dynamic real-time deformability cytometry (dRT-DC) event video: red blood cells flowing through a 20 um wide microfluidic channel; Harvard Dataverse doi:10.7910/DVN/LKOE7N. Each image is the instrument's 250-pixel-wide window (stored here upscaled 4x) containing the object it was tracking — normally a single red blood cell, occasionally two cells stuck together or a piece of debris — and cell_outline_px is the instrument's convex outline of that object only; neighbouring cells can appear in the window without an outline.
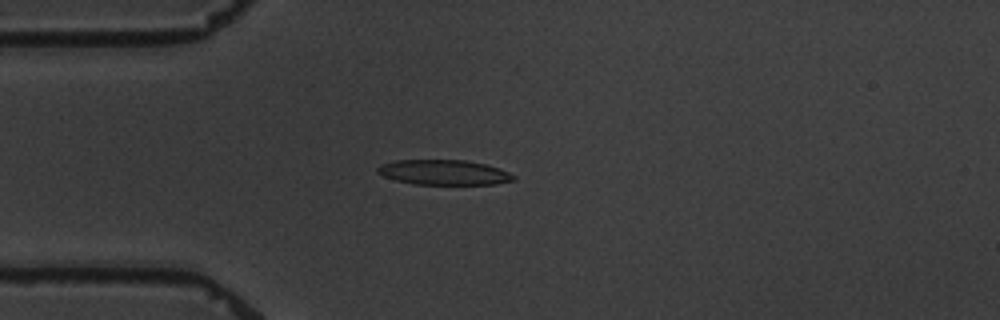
{"species": "common noctule bat (a hibernating species)", "species_latin": "Nyctalus noctula", "temperature_condition": "warm", "stored_images_in_passage": 6, "camera_frame_rate_fps": 3000, "um_per_image_px": 0.085, "animal": {"sex": "male", "body_mass_g": 19.5, "forearm_length_mm": 54.6}, "frame": {"image": 1, "passage_image": 5, "time_ms": 4.667, "image_size_px": [1000, 320], "cell_outline_px": [[516, 180], [496, 184], [416, 184], [396, 180], [384, 176], [376, 172], [376, 168], [384, 164], [396, 160], [464, 160], [484, 164], [500, 168], [516, 176]], "centroid_in_image_um": [37.76, 14.65], "position_along_channel_um": 47.2, "area_um2": 19.71}}